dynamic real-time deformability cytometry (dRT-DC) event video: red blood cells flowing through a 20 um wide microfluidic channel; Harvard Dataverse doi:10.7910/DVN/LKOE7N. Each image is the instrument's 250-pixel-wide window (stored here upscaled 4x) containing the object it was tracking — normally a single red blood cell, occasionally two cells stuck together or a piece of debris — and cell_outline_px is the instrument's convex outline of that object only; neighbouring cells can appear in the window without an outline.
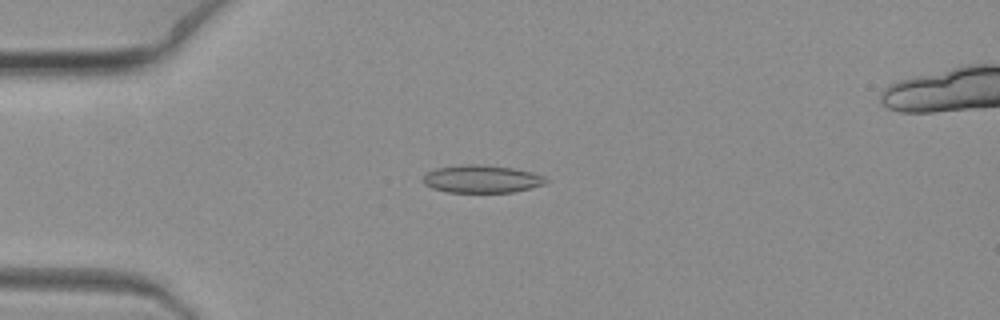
{"species": "common noctule bat (a hibernating species)", "species_latin": "Nyctalus noctula", "temperature_condition": "warm", "stored_images_in_passage": 6, "camera_frame_rate_fps": 3000, "um_per_image_px": 0.085, "animal": {"sex": "female", "body_mass_g": 19.3, "forearm_length_mm": 54.1}, "frame": {"image": 1, "passage_image": 4, "time_ms": 1.0, "image_size_px": [1000, 320], "cell_outline_px": [[548, 180], [544, 184], [512, 192], [448, 192], [432, 188], [424, 184], [420, 180], [428, 172], [436, 168], [464, 164], [484, 164], [512, 168], [532, 172], [544, 176]], "centroid_in_image_um": [40.91, 15.2], "position_along_channel_um": 44.1, "area_um2": 19.83}}